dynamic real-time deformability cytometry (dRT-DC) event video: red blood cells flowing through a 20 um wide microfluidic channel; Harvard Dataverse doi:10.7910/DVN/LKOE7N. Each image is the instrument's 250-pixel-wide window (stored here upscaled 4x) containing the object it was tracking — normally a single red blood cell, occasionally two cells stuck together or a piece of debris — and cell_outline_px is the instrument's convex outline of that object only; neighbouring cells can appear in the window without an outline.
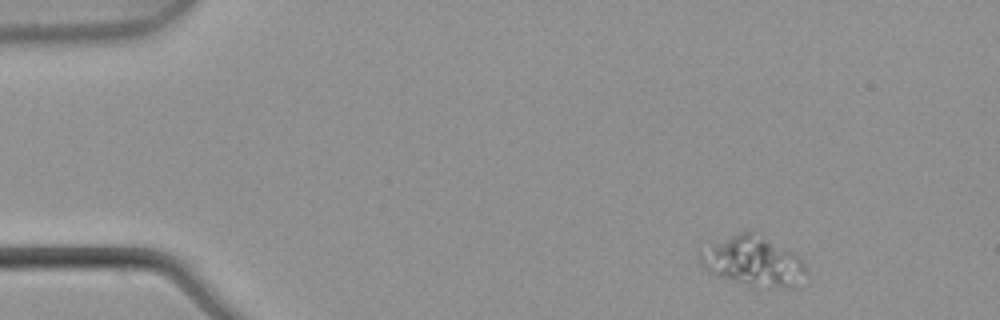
{"species": "common noctule bat (a hibernating species)", "species_latin": "Nyctalus noctula", "temperature_condition": "warm", "stored_images_in_passage": 3, "camera_frame_rate_fps": 3000, "um_per_image_px": 0.085, "animal": {"sex": "male", "body_mass_g": 21.5, "forearm_length_mm": 52.0}, "frame": {"image": 1, "passage_image": 1, "time_ms": 0.0, "image_size_px": [1000, 320], "cell_outline_px": [[808, 276], [800, 288], [752, 288], [708, 272], [700, 264], [700, 252], [712, 244], [728, 236], [748, 228], [756, 228], [800, 256], [808, 268]], "centroid_in_image_um": [64.16, 22.21], "position_along_channel_um": 20.8, "area_um2": 32.66}}
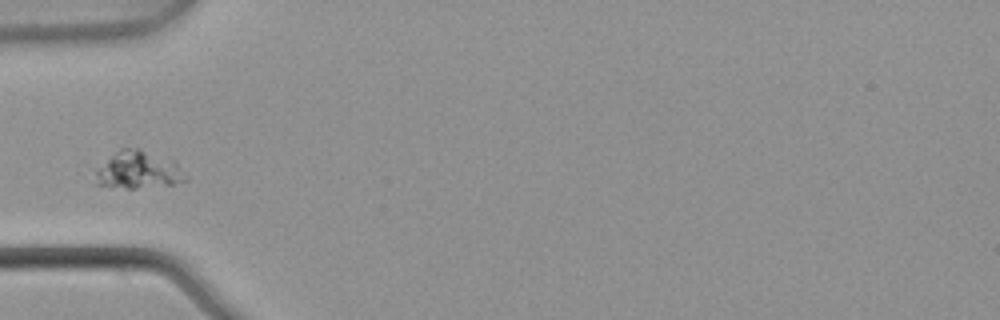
{"frame": {"image": 2, "passage_image": 3, "time_ms": 0.667, "image_size_px": [1000, 320], "cell_outline_px": [[188, 180], [172, 184], [136, 188], [128, 188], [92, 184], [96, 172], [120, 148], [140, 148], [176, 160], [188, 176]], "centroid_in_image_um": [11.83, 14.45], "position_along_channel_um": 73.2, "area_um2": 19.77}}